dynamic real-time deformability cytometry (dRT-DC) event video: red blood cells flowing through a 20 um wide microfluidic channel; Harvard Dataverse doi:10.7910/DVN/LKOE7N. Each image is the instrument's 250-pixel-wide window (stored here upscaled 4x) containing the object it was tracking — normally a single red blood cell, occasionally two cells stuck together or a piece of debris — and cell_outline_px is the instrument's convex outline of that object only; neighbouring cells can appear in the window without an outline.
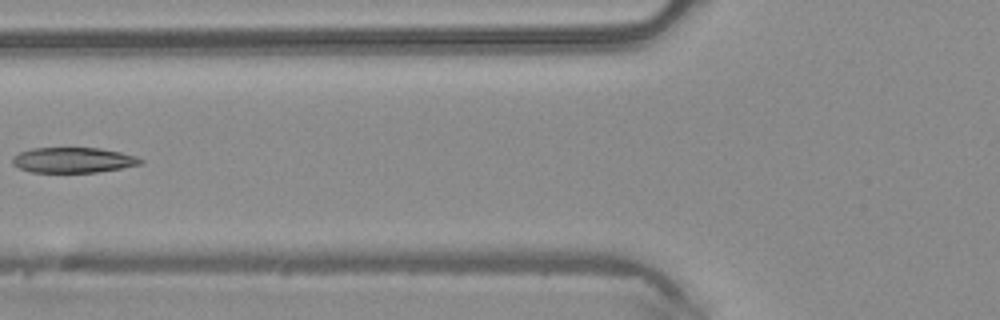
{"species": "common noctule bat (a hibernating species)", "species_latin": "Nyctalus noctula", "temperature_condition": "warm", "stored_images_in_passage": 4, "camera_frame_rate_fps": 3000, "um_per_image_px": 0.085, "animal": {"sex": "male", "body_mass_g": 20.4}, "frame": {"image": 1, "passage_image": 4, "time_ms": 1.0, "image_size_px": [1000, 320], "cell_outline_px": [[144, 164], [96, 172], [32, 172], [20, 168], [12, 164], [12, 156], [20, 152], [32, 148], [100, 148], [120, 152], [136, 156], [144, 160]], "centroid_in_image_um": [6.23, 13.6], "position_along_channel_um": 119.6, "area_um2": 18.9}}